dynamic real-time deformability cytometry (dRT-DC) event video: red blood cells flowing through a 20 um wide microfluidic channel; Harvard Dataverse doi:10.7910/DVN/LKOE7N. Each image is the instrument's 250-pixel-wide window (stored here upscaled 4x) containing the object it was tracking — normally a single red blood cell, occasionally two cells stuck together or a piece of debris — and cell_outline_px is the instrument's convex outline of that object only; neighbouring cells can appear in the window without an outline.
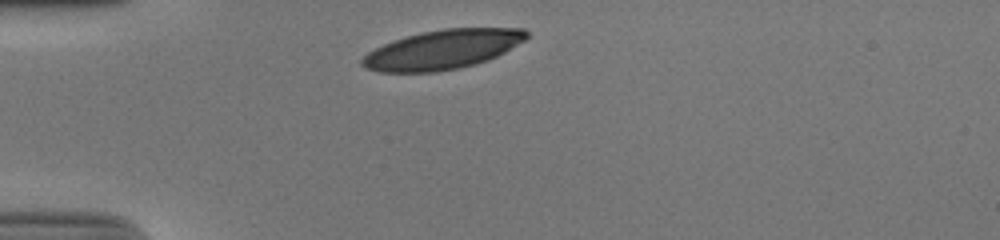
{"species": "human", "species_latin": "Homo sapiens", "temperature_condition": "cold", "stored_images_in_passage": 30, "camera_frame_rate_fps": 3000, "um_per_image_px": 0.085, "donor": {"sex": "male"}, "frame": {"image": 1, "passage_image": 1, "time_ms": 0.0, "image_size_px": [1000, 240], "cell_outline_px": [[528, 36], [524, 40], [504, 52], [488, 60], [460, 68], [436, 72], [380, 72], [364, 68], [360, 64], [360, 60], [368, 52], [384, 44], [408, 36], [424, 32], [444, 28], [524, 28], [528, 32]], "centroid_in_image_um": [37.61, 4.22], "position_along_channel_um": 47.4, "area_um2": 37.4}}
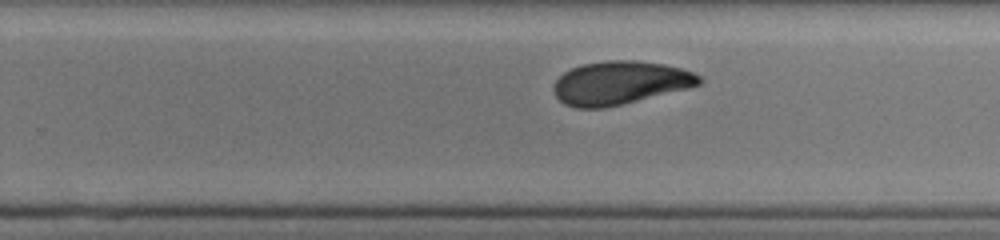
{"frame": {"image": 2, "passage_image": 21, "time_ms": 6.667, "image_size_px": [1000, 240], "cell_outline_px": [[704, 80], [700, 84], [688, 88], [604, 108], [576, 108], [564, 104], [556, 96], [552, 88], [556, 80], [564, 72], [572, 68], [584, 64], [608, 60], [632, 60], [664, 64], [680, 68], [692, 72], [700, 76]], "centroid_in_image_um": [52.68, 7.04], "position_along_channel_um": 277.1, "area_um2": 36.47}}
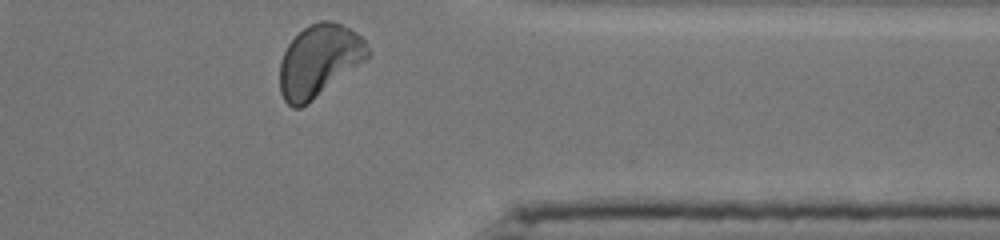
{"frame": {"image": 3, "passage_image": 30, "time_ms": 9.667, "image_size_px": [1000, 240], "cell_outline_px": [[368, 56], [364, 60], [308, 104], [300, 108], [292, 108], [284, 100], [280, 92], [280, 60], [288, 44], [304, 28], [320, 20], [328, 20], [340, 24], [356, 32], [364, 40], [368, 48]], "centroid_in_image_um": [27.08, 5.18], "position_along_channel_um": 384.3, "area_um2": 36.41}, "authors_computed_cell_mechanics": {"area_um2": 37.6856, "velocity_mm_per_s": 3.8113, "shape_relaxation_time_tau1_ms": 4.7243, "shape_relaxation_time_tau2_ms": 2.0729, "deformation_change_tau1": 0.1396, "deformation_change_tau2": 0.0769}}